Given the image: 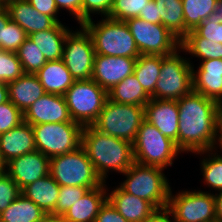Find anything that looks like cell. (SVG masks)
<instances>
[{
  "instance_id": "6da1fadb",
  "label": "cell",
  "mask_w": 222,
  "mask_h": 222,
  "mask_svg": "<svg viewBox=\"0 0 222 222\" xmlns=\"http://www.w3.org/2000/svg\"><path fill=\"white\" fill-rule=\"evenodd\" d=\"M176 101L179 108L178 149L182 153L215 149L220 132V105L193 90Z\"/></svg>"
},
{
  "instance_id": "7a4b0ae2",
  "label": "cell",
  "mask_w": 222,
  "mask_h": 222,
  "mask_svg": "<svg viewBox=\"0 0 222 222\" xmlns=\"http://www.w3.org/2000/svg\"><path fill=\"white\" fill-rule=\"evenodd\" d=\"M81 146L103 182L110 170L124 173L135 162L132 143L107 135L93 125L83 128Z\"/></svg>"
},
{
  "instance_id": "3957f363",
  "label": "cell",
  "mask_w": 222,
  "mask_h": 222,
  "mask_svg": "<svg viewBox=\"0 0 222 222\" xmlns=\"http://www.w3.org/2000/svg\"><path fill=\"white\" fill-rule=\"evenodd\" d=\"M92 37L96 55L138 58L140 52L125 21L108 17L98 23L89 20L83 24Z\"/></svg>"
},
{
  "instance_id": "277c9868",
  "label": "cell",
  "mask_w": 222,
  "mask_h": 222,
  "mask_svg": "<svg viewBox=\"0 0 222 222\" xmlns=\"http://www.w3.org/2000/svg\"><path fill=\"white\" fill-rule=\"evenodd\" d=\"M162 168L136 162L124 173L126 180L119 187L126 193L150 202L156 209L166 208L171 187Z\"/></svg>"
},
{
  "instance_id": "5b68a950",
  "label": "cell",
  "mask_w": 222,
  "mask_h": 222,
  "mask_svg": "<svg viewBox=\"0 0 222 222\" xmlns=\"http://www.w3.org/2000/svg\"><path fill=\"white\" fill-rule=\"evenodd\" d=\"M136 163L166 169L181 153L174 141L164 136L155 126L143 120L133 142Z\"/></svg>"
},
{
  "instance_id": "8992f818",
  "label": "cell",
  "mask_w": 222,
  "mask_h": 222,
  "mask_svg": "<svg viewBox=\"0 0 222 222\" xmlns=\"http://www.w3.org/2000/svg\"><path fill=\"white\" fill-rule=\"evenodd\" d=\"M50 175L59 186L94 189L104 183L82 146L75 151L50 158Z\"/></svg>"
},
{
  "instance_id": "52a82bcc",
  "label": "cell",
  "mask_w": 222,
  "mask_h": 222,
  "mask_svg": "<svg viewBox=\"0 0 222 222\" xmlns=\"http://www.w3.org/2000/svg\"><path fill=\"white\" fill-rule=\"evenodd\" d=\"M63 96L71 119L85 127L98 119L108 92L92 79L75 80Z\"/></svg>"
},
{
  "instance_id": "ba28073f",
  "label": "cell",
  "mask_w": 222,
  "mask_h": 222,
  "mask_svg": "<svg viewBox=\"0 0 222 222\" xmlns=\"http://www.w3.org/2000/svg\"><path fill=\"white\" fill-rule=\"evenodd\" d=\"M178 51H181V47L173 54L162 55L160 75L153 99L178 100L193 90L192 63L189 58L180 56Z\"/></svg>"
},
{
  "instance_id": "9c48e42d",
  "label": "cell",
  "mask_w": 222,
  "mask_h": 222,
  "mask_svg": "<svg viewBox=\"0 0 222 222\" xmlns=\"http://www.w3.org/2000/svg\"><path fill=\"white\" fill-rule=\"evenodd\" d=\"M144 119L143 106L127 105L107 99L93 126L107 135L133 144Z\"/></svg>"
},
{
  "instance_id": "30bf717a",
  "label": "cell",
  "mask_w": 222,
  "mask_h": 222,
  "mask_svg": "<svg viewBox=\"0 0 222 222\" xmlns=\"http://www.w3.org/2000/svg\"><path fill=\"white\" fill-rule=\"evenodd\" d=\"M35 148L48 158L78 149L82 144L83 126L77 122L32 125Z\"/></svg>"
},
{
  "instance_id": "8fae6325",
  "label": "cell",
  "mask_w": 222,
  "mask_h": 222,
  "mask_svg": "<svg viewBox=\"0 0 222 222\" xmlns=\"http://www.w3.org/2000/svg\"><path fill=\"white\" fill-rule=\"evenodd\" d=\"M167 208L174 222H216L215 195L205 191H170Z\"/></svg>"
},
{
  "instance_id": "7c38bea8",
  "label": "cell",
  "mask_w": 222,
  "mask_h": 222,
  "mask_svg": "<svg viewBox=\"0 0 222 222\" xmlns=\"http://www.w3.org/2000/svg\"><path fill=\"white\" fill-rule=\"evenodd\" d=\"M135 40L140 55L173 54L180 41L162 24L149 23L139 17L125 21Z\"/></svg>"
},
{
  "instance_id": "4fadbf2b",
  "label": "cell",
  "mask_w": 222,
  "mask_h": 222,
  "mask_svg": "<svg viewBox=\"0 0 222 222\" xmlns=\"http://www.w3.org/2000/svg\"><path fill=\"white\" fill-rule=\"evenodd\" d=\"M81 30H72L64 41L63 61L75 80L91 79L95 50L91 35L83 25Z\"/></svg>"
},
{
  "instance_id": "5bb4252c",
  "label": "cell",
  "mask_w": 222,
  "mask_h": 222,
  "mask_svg": "<svg viewBox=\"0 0 222 222\" xmlns=\"http://www.w3.org/2000/svg\"><path fill=\"white\" fill-rule=\"evenodd\" d=\"M6 172L22 190L27 185L50 174V158L35 150L7 162Z\"/></svg>"
},
{
  "instance_id": "9a60e30c",
  "label": "cell",
  "mask_w": 222,
  "mask_h": 222,
  "mask_svg": "<svg viewBox=\"0 0 222 222\" xmlns=\"http://www.w3.org/2000/svg\"><path fill=\"white\" fill-rule=\"evenodd\" d=\"M137 58L95 55L91 79L107 92L134 72Z\"/></svg>"
},
{
  "instance_id": "2e32d148",
  "label": "cell",
  "mask_w": 222,
  "mask_h": 222,
  "mask_svg": "<svg viewBox=\"0 0 222 222\" xmlns=\"http://www.w3.org/2000/svg\"><path fill=\"white\" fill-rule=\"evenodd\" d=\"M24 122L30 125L42 123L74 122L63 95L46 93L24 112Z\"/></svg>"
},
{
  "instance_id": "e0dca14e",
  "label": "cell",
  "mask_w": 222,
  "mask_h": 222,
  "mask_svg": "<svg viewBox=\"0 0 222 222\" xmlns=\"http://www.w3.org/2000/svg\"><path fill=\"white\" fill-rule=\"evenodd\" d=\"M144 116L164 136L174 141L178 148L179 108L176 100L151 98L144 106Z\"/></svg>"
},
{
  "instance_id": "ac0fdd59",
  "label": "cell",
  "mask_w": 222,
  "mask_h": 222,
  "mask_svg": "<svg viewBox=\"0 0 222 222\" xmlns=\"http://www.w3.org/2000/svg\"><path fill=\"white\" fill-rule=\"evenodd\" d=\"M192 70L193 91L217 102L222 103V59L204 60Z\"/></svg>"
},
{
  "instance_id": "d6986e66",
  "label": "cell",
  "mask_w": 222,
  "mask_h": 222,
  "mask_svg": "<svg viewBox=\"0 0 222 222\" xmlns=\"http://www.w3.org/2000/svg\"><path fill=\"white\" fill-rule=\"evenodd\" d=\"M10 20L17 23L27 35L52 28L57 22L40 13L27 0H10L6 4Z\"/></svg>"
},
{
  "instance_id": "ffe728a7",
  "label": "cell",
  "mask_w": 222,
  "mask_h": 222,
  "mask_svg": "<svg viewBox=\"0 0 222 222\" xmlns=\"http://www.w3.org/2000/svg\"><path fill=\"white\" fill-rule=\"evenodd\" d=\"M35 150L33 128L26 122L0 135V152L6 163Z\"/></svg>"
},
{
  "instance_id": "44dd1931",
  "label": "cell",
  "mask_w": 222,
  "mask_h": 222,
  "mask_svg": "<svg viewBox=\"0 0 222 222\" xmlns=\"http://www.w3.org/2000/svg\"><path fill=\"white\" fill-rule=\"evenodd\" d=\"M107 200L128 222H144L156 210L147 200L126 193L119 186L107 193Z\"/></svg>"
},
{
  "instance_id": "7402d4cb",
  "label": "cell",
  "mask_w": 222,
  "mask_h": 222,
  "mask_svg": "<svg viewBox=\"0 0 222 222\" xmlns=\"http://www.w3.org/2000/svg\"><path fill=\"white\" fill-rule=\"evenodd\" d=\"M105 184L106 182L101 186L90 189L87 194L76 201L70 209L62 215V218L67 222H95L100 208L107 201V193L109 190Z\"/></svg>"
},
{
  "instance_id": "603a6c76",
  "label": "cell",
  "mask_w": 222,
  "mask_h": 222,
  "mask_svg": "<svg viewBox=\"0 0 222 222\" xmlns=\"http://www.w3.org/2000/svg\"><path fill=\"white\" fill-rule=\"evenodd\" d=\"M9 100L24 114L30 106L46 94L35 74H23L8 84Z\"/></svg>"
},
{
  "instance_id": "cb8c5ba5",
  "label": "cell",
  "mask_w": 222,
  "mask_h": 222,
  "mask_svg": "<svg viewBox=\"0 0 222 222\" xmlns=\"http://www.w3.org/2000/svg\"><path fill=\"white\" fill-rule=\"evenodd\" d=\"M35 75L50 94L64 95L75 82L63 59L47 61Z\"/></svg>"
},
{
  "instance_id": "d4e9b609",
  "label": "cell",
  "mask_w": 222,
  "mask_h": 222,
  "mask_svg": "<svg viewBox=\"0 0 222 222\" xmlns=\"http://www.w3.org/2000/svg\"><path fill=\"white\" fill-rule=\"evenodd\" d=\"M69 32L68 27L59 22L48 30L34 32L28 37L38 46L47 61H53L63 58L64 41Z\"/></svg>"
},
{
  "instance_id": "484cf974",
  "label": "cell",
  "mask_w": 222,
  "mask_h": 222,
  "mask_svg": "<svg viewBox=\"0 0 222 222\" xmlns=\"http://www.w3.org/2000/svg\"><path fill=\"white\" fill-rule=\"evenodd\" d=\"M59 191L60 186L49 174L24 187L21 193L48 215L55 210Z\"/></svg>"
},
{
  "instance_id": "4316f807",
  "label": "cell",
  "mask_w": 222,
  "mask_h": 222,
  "mask_svg": "<svg viewBox=\"0 0 222 222\" xmlns=\"http://www.w3.org/2000/svg\"><path fill=\"white\" fill-rule=\"evenodd\" d=\"M154 2L162 25L181 42L189 32L184 24L182 0H154Z\"/></svg>"
},
{
  "instance_id": "83f0119b",
  "label": "cell",
  "mask_w": 222,
  "mask_h": 222,
  "mask_svg": "<svg viewBox=\"0 0 222 222\" xmlns=\"http://www.w3.org/2000/svg\"><path fill=\"white\" fill-rule=\"evenodd\" d=\"M108 99L122 104L144 107L151 97L132 74L108 91Z\"/></svg>"
},
{
  "instance_id": "f1b7e54d",
  "label": "cell",
  "mask_w": 222,
  "mask_h": 222,
  "mask_svg": "<svg viewBox=\"0 0 222 222\" xmlns=\"http://www.w3.org/2000/svg\"><path fill=\"white\" fill-rule=\"evenodd\" d=\"M47 214L22 193L0 213V222H42Z\"/></svg>"
},
{
  "instance_id": "f546056e",
  "label": "cell",
  "mask_w": 222,
  "mask_h": 222,
  "mask_svg": "<svg viewBox=\"0 0 222 222\" xmlns=\"http://www.w3.org/2000/svg\"><path fill=\"white\" fill-rule=\"evenodd\" d=\"M161 64L162 55H140L136 60L133 74L151 98L159 79Z\"/></svg>"
},
{
  "instance_id": "4dcf8cb0",
  "label": "cell",
  "mask_w": 222,
  "mask_h": 222,
  "mask_svg": "<svg viewBox=\"0 0 222 222\" xmlns=\"http://www.w3.org/2000/svg\"><path fill=\"white\" fill-rule=\"evenodd\" d=\"M180 47L182 51L190 53V55L199 59H222V43L208 41L200 37L194 30L188 32L186 37L181 41Z\"/></svg>"
},
{
  "instance_id": "1f68e13d",
  "label": "cell",
  "mask_w": 222,
  "mask_h": 222,
  "mask_svg": "<svg viewBox=\"0 0 222 222\" xmlns=\"http://www.w3.org/2000/svg\"><path fill=\"white\" fill-rule=\"evenodd\" d=\"M218 0H182L185 28L194 30L213 12Z\"/></svg>"
},
{
  "instance_id": "d6a6232c",
  "label": "cell",
  "mask_w": 222,
  "mask_h": 222,
  "mask_svg": "<svg viewBox=\"0 0 222 222\" xmlns=\"http://www.w3.org/2000/svg\"><path fill=\"white\" fill-rule=\"evenodd\" d=\"M211 150L196 152V154H206L208 156L206 159L203 158L201 162V173L203 174L205 184L210 188L221 192L222 191V156L217 155ZM211 152V153H210ZM214 152V154L212 153ZM211 154V156H210Z\"/></svg>"
},
{
  "instance_id": "836d02e7",
  "label": "cell",
  "mask_w": 222,
  "mask_h": 222,
  "mask_svg": "<svg viewBox=\"0 0 222 222\" xmlns=\"http://www.w3.org/2000/svg\"><path fill=\"white\" fill-rule=\"evenodd\" d=\"M25 74H36L47 62L45 56L28 37L16 51Z\"/></svg>"
},
{
  "instance_id": "e575fe53",
  "label": "cell",
  "mask_w": 222,
  "mask_h": 222,
  "mask_svg": "<svg viewBox=\"0 0 222 222\" xmlns=\"http://www.w3.org/2000/svg\"><path fill=\"white\" fill-rule=\"evenodd\" d=\"M151 0H113L108 18L117 21H127L139 16Z\"/></svg>"
},
{
  "instance_id": "d590c367",
  "label": "cell",
  "mask_w": 222,
  "mask_h": 222,
  "mask_svg": "<svg viewBox=\"0 0 222 222\" xmlns=\"http://www.w3.org/2000/svg\"><path fill=\"white\" fill-rule=\"evenodd\" d=\"M24 74L16 52L0 49V81L8 84Z\"/></svg>"
},
{
  "instance_id": "8d00e7d4",
  "label": "cell",
  "mask_w": 222,
  "mask_h": 222,
  "mask_svg": "<svg viewBox=\"0 0 222 222\" xmlns=\"http://www.w3.org/2000/svg\"><path fill=\"white\" fill-rule=\"evenodd\" d=\"M90 190L83 186H60L55 210L51 215L62 216L70 207Z\"/></svg>"
},
{
  "instance_id": "74e56055",
  "label": "cell",
  "mask_w": 222,
  "mask_h": 222,
  "mask_svg": "<svg viewBox=\"0 0 222 222\" xmlns=\"http://www.w3.org/2000/svg\"><path fill=\"white\" fill-rule=\"evenodd\" d=\"M24 122V114L10 101L0 104V135Z\"/></svg>"
},
{
  "instance_id": "f35d334b",
  "label": "cell",
  "mask_w": 222,
  "mask_h": 222,
  "mask_svg": "<svg viewBox=\"0 0 222 222\" xmlns=\"http://www.w3.org/2000/svg\"><path fill=\"white\" fill-rule=\"evenodd\" d=\"M27 38L28 35L24 29L10 20L4 28L3 46L0 49L16 52Z\"/></svg>"
},
{
  "instance_id": "ab89813d",
  "label": "cell",
  "mask_w": 222,
  "mask_h": 222,
  "mask_svg": "<svg viewBox=\"0 0 222 222\" xmlns=\"http://www.w3.org/2000/svg\"><path fill=\"white\" fill-rule=\"evenodd\" d=\"M21 190L6 171L0 173V213L19 195Z\"/></svg>"
},
{
  "instance_id": "60d3db41",
  "label": "cell",
  "mask_w": 222,
  "mask_h": 222,
  "mask_svg": "<svg viewBox=\"0 0 222 222\" xmlns=\"http://www.w3.org/2000/svg\"><path fill=\"white\" fill-rule=\"evenodd\" d=\"M113 5V0H83V24L92 20L91 14H101L108 17Z\"/></svg>"
},
{
  "instance_id": "b9f144b4",
  "label": "cell",
  "mask_w": 222,
  "mask_h": 222,
  "mask_svg": "<svg viewBox=\"0 0 222 222\" xmlns=\"http://www.w3.org/2000/svg\"><path fill=\"white\" fill-rule=\"evenodd\" d=\"M194 31L208 41L222 43V24L216 20H204Z\"/></svg>"
},
{
  "instance_id": "7bdbcfd3",
  "label": "cell",
  "mask_w": 222,
  "mask_h": 222,
  "mask_svg": "<svg viewBox=\"0 0 222 222\" xmlns=\"http://www.w3.org/2000/svg\"><path fill=\"white\" fill-rule=\"evenodd\" d=\"M95 222H128L115 208L108 202L100 208L99 214L96 216Z\"/></svg>"
},
{
  "instance_id": "ee69618b",
  "label": "cell",
  "mask_w": 222,
  "mask_h": 222,
  "mask_svg": "<svg viewBox=\"0 0 222 222\" xmlns=\"http://www.w3.org/2000/svg\"><path fill=\"white\" fill-rule=\"evenodd\" d=\"M58 10L64 8L83 25V0H55Z\"/></svg>"
},
{
  "instance_id": "f6af8a7d",
  "label": "cell",
  "mask_w": 222,
  "mask_h": 222,
  "mask_svg": "<svg viewBox=\"0 0 222 222\" xmlns=\"http://www.w3.org/2000/svg\"><path fill=\"white\" fill-rule=\"evenodd\" d=\"M40 13L51 16L57 23L61 22L56 16L59 12L55 0H27Z\"/></svg>"
},
{
  "instance_id": "bcb514c9",
  "label": "cell",
  "mask_w": 222,
  "mask_h": 222,
  "mask_svg": "<svg viewBox=\"0 0 222 222\" xmlns=\"http://www.w3.org/2000/svg\"><path fill=\"white\" fill-rule=\"evenodd\" d=\"M139 18L153 24H162L161 18H158L157 6L154 0H151L147 6L140 12Z\"/></svg>"
},
{
  "instance_id": "7dc6e473",
  "label": "cell",
  "mask_w": 222,
  "mask_h": 222,
  "mask_svg": "<svg viewBox=\"0 0 222 222\" xmlns=\"http://www.w3.org/2000/svg\"><path fill=\"white\" fill-rule=\"evenodd\" d=\"M170 215L172 213L167 207L156 209L144 222H174Z\"/></svg>"
},
{
  "instance_id": "c3c4849f",
  "label": "cell",
  "mask_w": 222,
  "mask_h": 222,
  "mask_svg": "<svg viewBox=\"0 0 222 222\" xmlns=\"http://www.w3.org/2000/svg\"><path fill=\"white\" fill-rule=\"evenodd\" d=\"M9 21H10V17H9L7 9L5 8L0 13V48L3 46L4 28L6 27V25Z\"/></svg>"
},
{
  "instance_id": "681fc988",
  "label": "cell",
  "mask_w": 222,
  "mask_h": 222,
  "mask_svg": "<svg viewBox=\"0 0 222 222\" xmlns=\"http://www.w3.org/2000/svg\"><path fill=\"white\" fill-rule=\"evenodd\" d=\"M206 20H216L217 24H222V0L217 1V5L213 12L206 18Z\"/></svg>"
},
{
  "instance_id": "f907efd6",
  "label": "cell",
  "mask_w": 222,
  "mask_h": 222,
  "mask_svg": "<svg viewBox=\"0 0 222 222\" xmlns=\"http://www.w3.org/2000/svg\"><path fill=\"white\" fill-rule=\"evenodd\" d=\"M216 222H222V191L215 193Z\"/></svg>"
},
{
  "instance_id": "816d5d0a",
  "label": "cell",
  "mask_w": 222,
  "mask_h": 222,
  "mask_svg": "<svg viewBox=\"0 0 222 222\" xmlns=\"http://www.w3.org/2000/svg\"><path fill=\"white\" fill-rule=\"evenodd\" d=\"M9 100L8 85L0 81V104Z\"/></svg>"
},
{
  "instance_id": "f5cc1de1",
  "label": "cell",
  "mask_w": 222,
  "mask_h": 222,
  "mask_svg": "<svg viewBox=\"0 0 222 222\" xmlns=\"http://www.w3.org/2000/svg\"><path fill=\"white\" fill-rule=\"evenodd\" d=\"M42 222H67V221L64 220L62 216L48 214L44 217Z\"/></svg>"
},
{
  "instance_id": "db71d44e",
  "label": "cell",
  "mask_w": 222,
  "mask_h": 222,
  "mask_svg": "<svg viewBox=\"0 0 222 222\" xmlns=\"http://www.w3.org/2000/svg\"><path fill=\"white\" fill-rule=\"evenodd\" d=\"M6 171V162L2 158L1 152H0V173Z\"/></svg>"
},
{
  "instance_id": "11a10c76",
  "label": "cell",
  "mask_w": 222,
  "mask_h": 222,
  "mask_svg": "<svg viewBox=\"0 0 222 222\" xmlns=\"http://www.w3.org/2000/svg\"><path fill=\"white\" fill-rule=\"evenodd\" d=\"M218 142H219V147L222 149V127H220Z\"/></svg>"
},
{
  "instance_id": "9f6ffc18",
  "label": "cell",
  "mask_w": 222,
  "mask_h": 222,
  "mask_svg": "<svg viewBox=\"0 0 222 222\" xmlns=\"http://www.w3.org/2000/svg\"><path fill=\"white\" fill-rule=\"evenodd\" d=\"M219 112H220V127H222V103L219 106Z\"/></svg>"
},
{
  "instance_id": "6f0895ef",
  "label": "cell",
  "mask_w": 222,
  "mask_h": 222,
  "mask_svg": "<svg viewBox=\"0 0 222 222\" xmlns=\"http://www.w3.org/2000/svg\"><path fill=\"white\" fill-rule=\"evenodd\" d=\"M10 0H0V4L3 6H6V4L9 2Z\"/></svg>"
},
{
  "instance_id": "680465c9",
  "label": "cell",
  "mask_w": 222,
  "mask_h": 222,
  "mask_svg": "<svg viewBox=\"0 0 222 222\" xmlns=\"http://www.w3.org/2000/svg\"><path fill=\"white\" fill-rule=\"evenodd\" d=\"M6 7L0 4V13L5 9Z\"/></svg>"
}]
</instances>
